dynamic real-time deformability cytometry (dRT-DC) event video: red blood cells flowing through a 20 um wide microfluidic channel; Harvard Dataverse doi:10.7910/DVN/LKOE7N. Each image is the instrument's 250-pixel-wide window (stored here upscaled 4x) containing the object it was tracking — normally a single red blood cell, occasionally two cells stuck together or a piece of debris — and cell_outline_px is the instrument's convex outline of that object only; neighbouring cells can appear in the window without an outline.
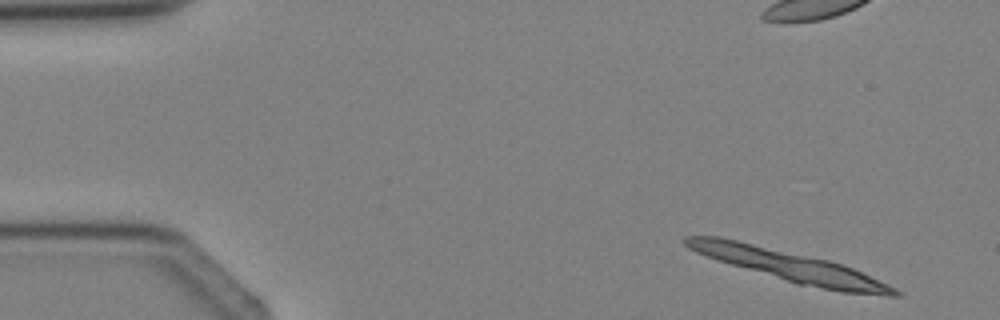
{"species": "Egyptian fruit bat (a non-hibernating species)", "species_latin": "Rousettus aegyptiacus", "temperature_condition": "cold", "stored_images_in_passage": 3, "camera_frame_rate_fps": 3000, "um_per_image_px": 0.085, "animal": {"sex": "female"}, "frame": {"image": 1, "passage_image": 1, "time_ms": 0.0, "image_size_px": [1000, 320], "cell_outline_px": [[904, 296], [888, 296], [840, 292], [796, 284], [716, 260], [696, 252], [688, 248], [680, 240], [684, 236], [720, 236], [828, 260], [844, 264], [896, 288]], "centroid_in_image_um": [67.08, 22.6], "position_along_channel_um": 17.9, "area_um2": 37.86}}